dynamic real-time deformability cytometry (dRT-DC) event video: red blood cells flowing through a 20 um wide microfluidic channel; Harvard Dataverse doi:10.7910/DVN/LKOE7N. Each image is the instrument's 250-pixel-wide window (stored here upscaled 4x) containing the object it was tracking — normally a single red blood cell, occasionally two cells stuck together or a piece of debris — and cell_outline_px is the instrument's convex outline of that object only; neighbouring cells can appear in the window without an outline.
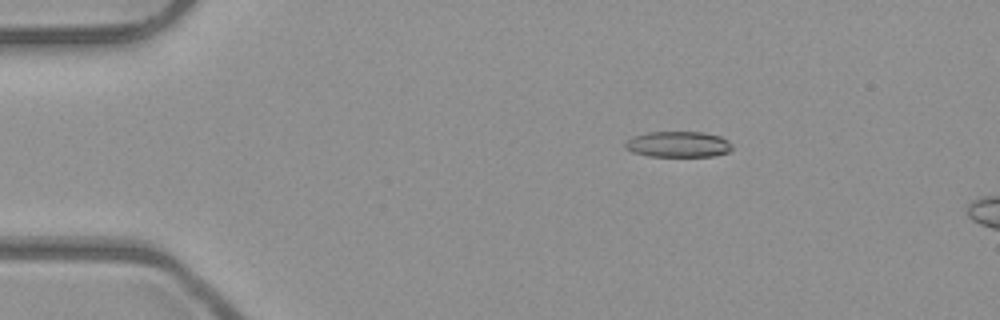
{"species": "common noctule bat (a hibernating species)", "species_latin": "Nyctalus noctula", "temperature_condition": "room temperature", "stored_images_in_passage": 6, "camera_frame_rate_fps": 3000, "um_per_image_px": 0.085, "animal": {"sex": "male", "body_mass_g": 23.1, "forearm_length_mm": 52.7}, "frame": {"image": 1, "passage_image": 1, "time_ms": 0.0, "image_size_px": [1000, 320], "cell_outline_px": [[732, 148], [728, 152], [712, 156], [648, 156], [632, 152], [624, 148], [624, 144], [632, 136], [648, 132], [704, 132], [720, 136], [728, 140], [732, 144]], "centroid_in_image_um": [57.63, 12.26], "position_along_channel_um": 27.4, "area_um2": 16.18}}